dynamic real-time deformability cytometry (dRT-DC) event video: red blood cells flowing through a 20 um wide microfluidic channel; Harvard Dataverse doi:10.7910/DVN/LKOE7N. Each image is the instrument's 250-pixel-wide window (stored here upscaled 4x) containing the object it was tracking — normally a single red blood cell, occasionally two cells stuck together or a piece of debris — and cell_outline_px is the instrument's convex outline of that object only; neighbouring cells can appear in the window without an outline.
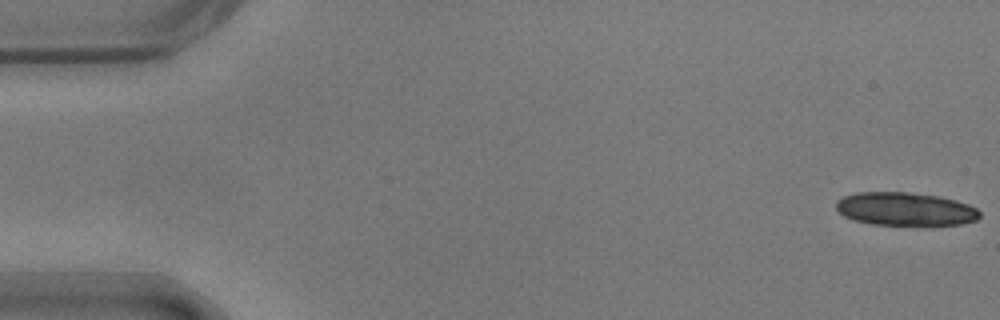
{"species": "common noctule bat (a hibernating species)", "species_latin": "Nyctalus noctula", "temperature_condition": "warm", "stored_images_in_passage": 36, "camera_frame_rate_fps": 3000, "um_per_image_px": 0.085, "animal": {"sex": "male", "body_mass_g": 17.9}, "frame": {"image": 1, "passage_image": 1, "time_ms": 0.0, "image_size_px": [1000, 320], "cell_outline_px": [[980, 216], [976, 220], [960, 224], [872, 224], [852, 220], [844, 216], [836, 208], [836, 200], [844, 196], [856, 192], [908, 192], [940, 196], [956, 200], [968, 204], [976, 208], [980, 212]], "centroid_in_image_um": [76.92, 17.75], "position_along_channel_um": 8.1, "area_um2": 27.69}}
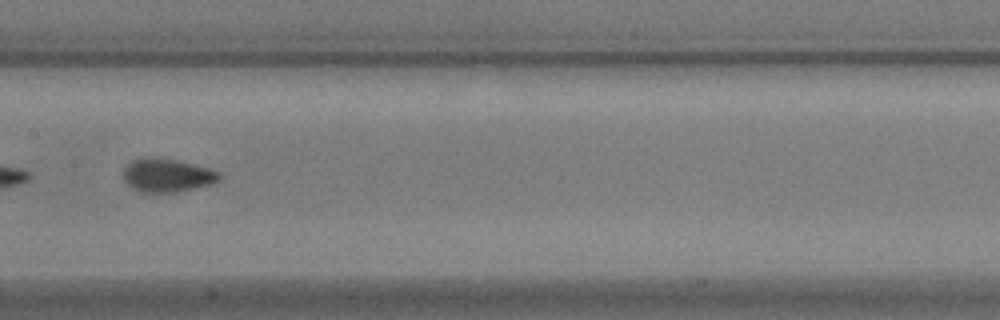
{"frame": {"image": 2, "passage_image": 28, "time_ms": 9.0, "image_size_px": [1000, 320], "cell_outline_px": [[220, 180], [196, 188], [176, 192], [140, 192], [132, 188], [124, 180], [124, 168], [132, 160], [144, 156], [148, 156], [176, 160], [208, 168], [220, 172]], "centroid_in_image_um": [14.18, 14.89], "position_along_channel_um": 193.2, "area_um2": 18.61}}